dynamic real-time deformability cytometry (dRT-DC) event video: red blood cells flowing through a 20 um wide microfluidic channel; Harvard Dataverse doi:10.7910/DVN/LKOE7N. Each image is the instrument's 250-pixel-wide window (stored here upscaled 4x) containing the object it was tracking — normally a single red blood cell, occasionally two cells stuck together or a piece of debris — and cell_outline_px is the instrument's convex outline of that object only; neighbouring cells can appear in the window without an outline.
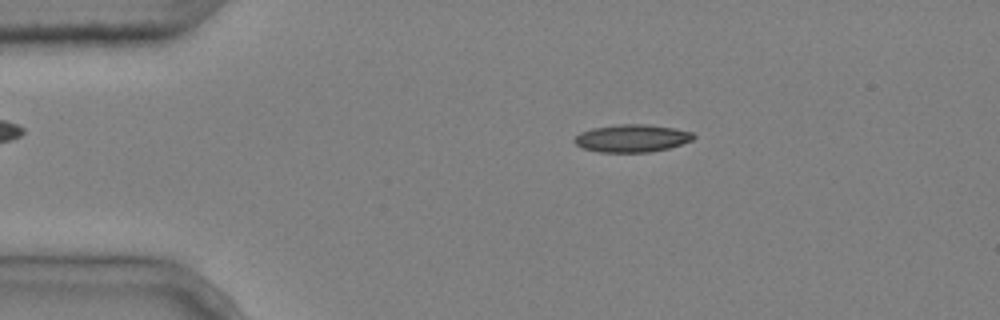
{"species": "common noctule bat (a hibernating species)", "species_latin": "Nyctalus noctula", "temperature_condition": "cold", "stored_images_in_passage": 7, "camera_frame_rate_fps": 3000, "um_per_image_px": 0.085, "animal": {"sex": "male", "body_mass_g": 20.4}, "frame": {"image": 1, "passage_image": 2, "time_ms": 0.333, "image_size_px": [1000, 320], "cell_outline_px": [[696, 136], [692, 140], [668, 148], [648, 152], [600, 152], [584, 148], [576, 144], [572, 140], [580, 132], [592, 128], [620, 124], [648, 124], [676, 128], [692, 132]], "centroid_in_image_um": [53.72, 11.74], "position_along_channel_um": 31.3, "area_um2": 19.13}}
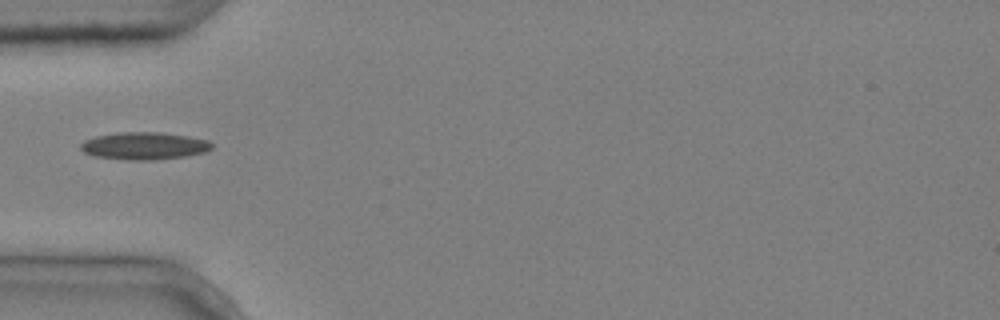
{"frame": {"image": 2, "passage_image": 4, "time_ms": 1.0, "image_size_px": [1000, 320], "cell_outline_px": [[212, 148], [204, 152], [184, 156], [156, 160], [128, 160], [96, 156], [84, 152], [80, 148], [80, 144], [84, 140], [96, 136], [120, 132], [160, 132], [208, 140], [212, 144]], "centroid_in_image_um": [12.23, 12.4], "position_along_channel_um": 72.8, "area_um2": 20.75}}